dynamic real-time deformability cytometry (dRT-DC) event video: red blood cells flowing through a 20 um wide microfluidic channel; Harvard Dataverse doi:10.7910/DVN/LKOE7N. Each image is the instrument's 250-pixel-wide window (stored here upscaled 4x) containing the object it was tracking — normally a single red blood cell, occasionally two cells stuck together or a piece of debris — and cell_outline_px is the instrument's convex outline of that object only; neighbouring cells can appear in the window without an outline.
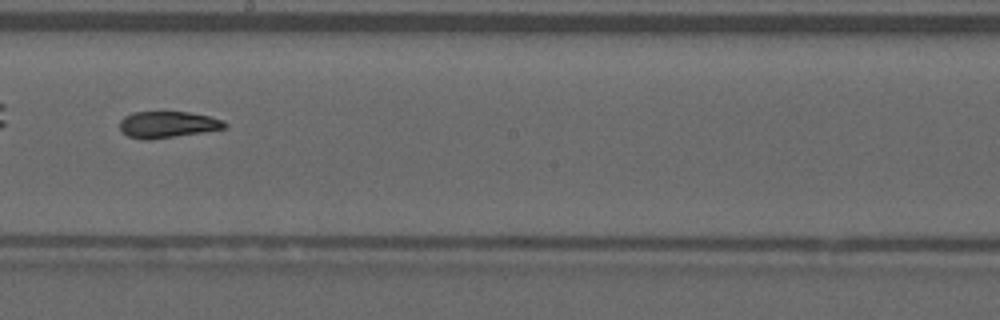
{"species": "common noctule bat (a hibernating species)", "species_latin": "Nyctalus noctula", "temperature_condition": "warm", "stored_images_in_passage": 53, "camera_frame_rate_fps": 3000, "um_per_image_px": 0.085, "animal": {"sex": "male", "forearm_length_mm": 52.5}, "frame": {"image": 1, "passage_image": 31, "time_ms": 10.0, "image_size_px": [1000, 320], "cell_outline_px": [[228, 128], [172, 136], [128, 136], [120, 128], [120, 120], [124, 116], [132, 112], [188, 112], [208, 116], [220, 120], [228, 124]], "centroid_in_image_um": [14.29, 10.52], "position_along_channel_um": 233.9, "area_um2": 15.2}, "authors_computed_cell_mechanics": {"area_um2": 17.051, "velocity_mm_per_s": 3.9189, "shape_relaxation_time_tau1_ms": null, "shape_relaxation_time_tau2_ms": 3.4247, "deformation_change_tau1": null, "deformation_change_tau2": 0.0875}}